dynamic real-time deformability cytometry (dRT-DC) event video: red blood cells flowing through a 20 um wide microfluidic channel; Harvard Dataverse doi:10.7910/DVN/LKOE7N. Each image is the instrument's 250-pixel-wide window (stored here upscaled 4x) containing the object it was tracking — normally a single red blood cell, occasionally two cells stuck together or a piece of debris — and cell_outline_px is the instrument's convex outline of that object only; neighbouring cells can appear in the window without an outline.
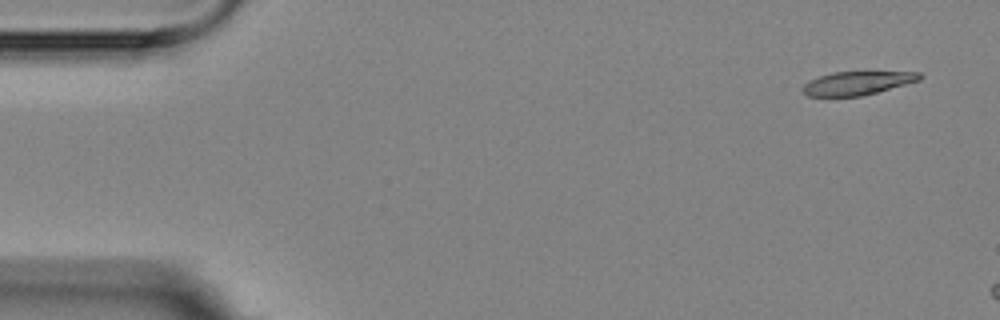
{"species": "Egyptian fruit bat (a non-hibernating species)", "species_latin": "Rousettus aegyptiacus", "temperature_condition": "room temperature", "stored_images_in_passage": 3, "camera_frame_rate_fps": 3000, "um_per_image_px": 0.085, "animal": {"sex": "female"}, "frame": {"image": 1, "passage_image": 1, "time_ms": 0.0, "image_size_px": [1000, 320], "cell_outline_px": [[924, 76], [920, 80], [876, 92], [860, 96], [808, 96], [800, 88], [808, 80], [832, 72], [920, 72]], "centroid_in_image_um": [72.85, 7.06], "position_along_channel_um": 12.2, "area_um2": 15.9}}